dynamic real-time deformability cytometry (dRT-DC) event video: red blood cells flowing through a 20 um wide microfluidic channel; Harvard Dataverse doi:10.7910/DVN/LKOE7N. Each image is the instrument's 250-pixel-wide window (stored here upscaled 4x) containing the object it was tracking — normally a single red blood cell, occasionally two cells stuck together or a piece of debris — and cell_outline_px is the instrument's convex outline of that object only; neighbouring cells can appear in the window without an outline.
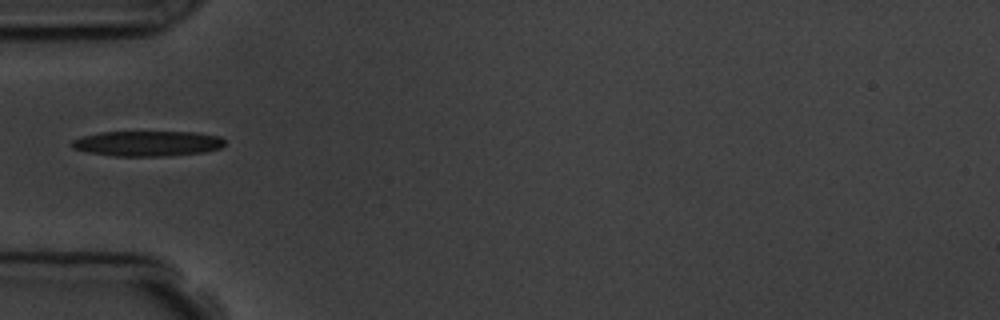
{"species": "common noctule bat (a hibernating species)", "species_latin": "Nyctalus noctula", "temperature_condition": "room temperature", "stored_images_in_passage": 1, "camera_frame_rate_fps": 3000, "um_per_image_px": 0.085, "animal": {"sex": "male", "body_mass_g": 19.5, "forearm_length_mm": 54.6}, "frame": {"image": 1, "passage_image": 1, "time_ms": 0.0, "image_size_px": [1000, 320], "cell_outline_px": [[224, 144], [220, 148], [204, 152], [164, 156], [116, 156], [88, 152], [72, 148], [72, 140], [84, 136], [100, 132], [196, 132], [220, 136], [224, 140]], "centroid_in_image_um": [12.55, 12.19], "position_along_channel_um": 72.4, "area_um2": 22.43}}